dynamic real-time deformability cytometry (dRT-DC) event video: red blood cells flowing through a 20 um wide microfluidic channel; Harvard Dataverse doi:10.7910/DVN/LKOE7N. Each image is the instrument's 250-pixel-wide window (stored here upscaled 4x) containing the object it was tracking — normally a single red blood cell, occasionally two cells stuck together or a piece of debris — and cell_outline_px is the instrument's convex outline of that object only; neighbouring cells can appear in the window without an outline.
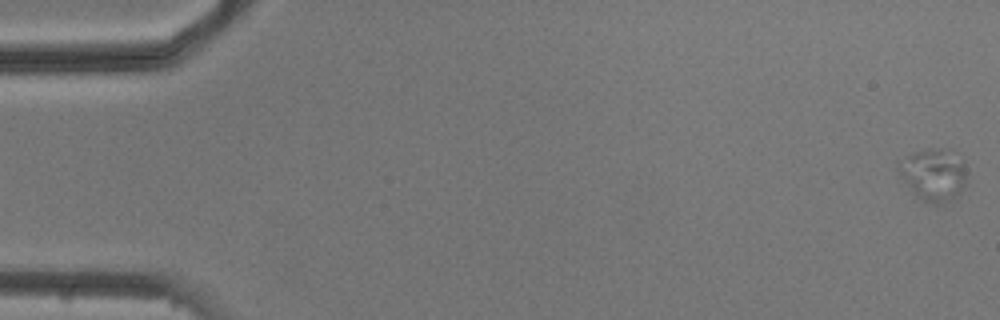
{"species": "common noctule bat (a hibernating species)", "species_latin": "Nyctalus noctula", "temperature_condition": "cold", "stored_images_in_passage": 5, "camera_frame_rate_fps": 3000, "um_per_image_px": 0.085, "animal": {"sex": "male", "body_mass_g": 20.5, "forearm_length_mm": 52.5}, "frame": {"image": 1, "passage_image": 1, "time_ms": 0.0, "image_size_px": [1000, 320], "cell_outline_px": [[964, 184], [956, 196], [936, 204], [928, 204], [920, 200], [916, 196], [900, 176], [896, 164], [896, 160], [912, 152], [928, 148], [952, 148], [964, 160]], "centroid_in_image_um": [79.29, 14.77], "position_along_channel_um": 5.7, "area_um2": 21.1}}
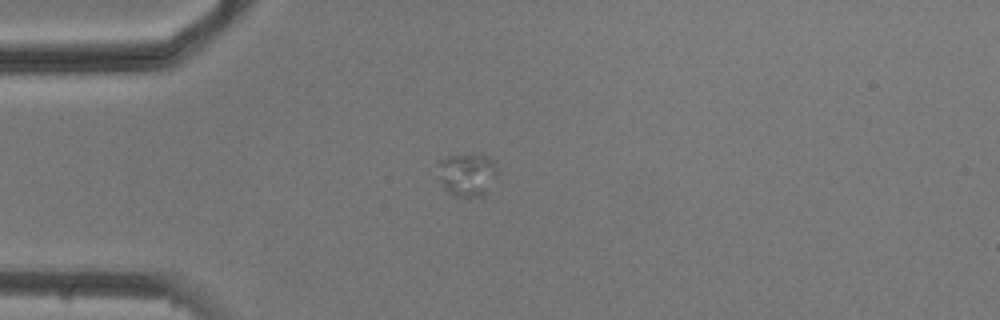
{"frame": {"image": 2, "passage_image": 4, "time_ms": 4.667, "image_size_px": [1000, 320], "cell_outline_px": [[496, 176], [484, 196], [452, 196], [444, 188], [440, 180], [440, 160], [448, 156], [484, 156], [492, 160], [496, 168]], "centroid_in_image_um": [39.71, 14.89], "position_along_channel_um": 45.3, "area_um2": 14.28}}
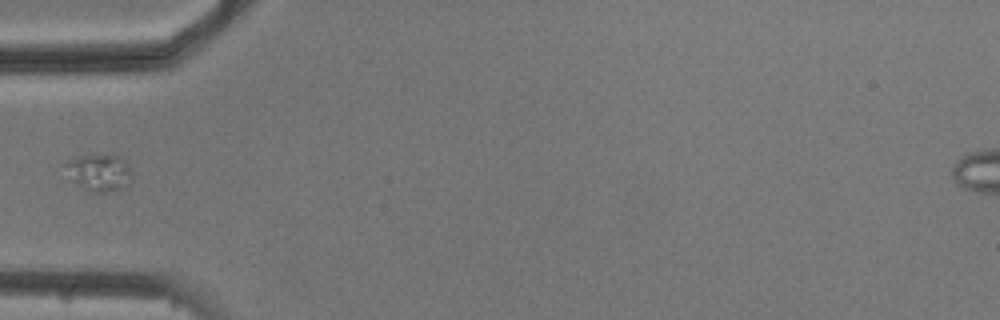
{"frame": {"image": 3, "passage_image": 5, "time_ms": 6.0, "image_size_px": [1000, 320], "cell_outline_px": [[132, 176], [124, 188], [112, 192], [88, 192], [76, 184], [64, 160], [72, 156], [92, 152], [112, 152], [120, 156], [128, 164], [132, 172]], "centroid_in_image_um": [8.45, 14.58], "position_along_channel_um": 76.5, "area_um2": 15.14}}